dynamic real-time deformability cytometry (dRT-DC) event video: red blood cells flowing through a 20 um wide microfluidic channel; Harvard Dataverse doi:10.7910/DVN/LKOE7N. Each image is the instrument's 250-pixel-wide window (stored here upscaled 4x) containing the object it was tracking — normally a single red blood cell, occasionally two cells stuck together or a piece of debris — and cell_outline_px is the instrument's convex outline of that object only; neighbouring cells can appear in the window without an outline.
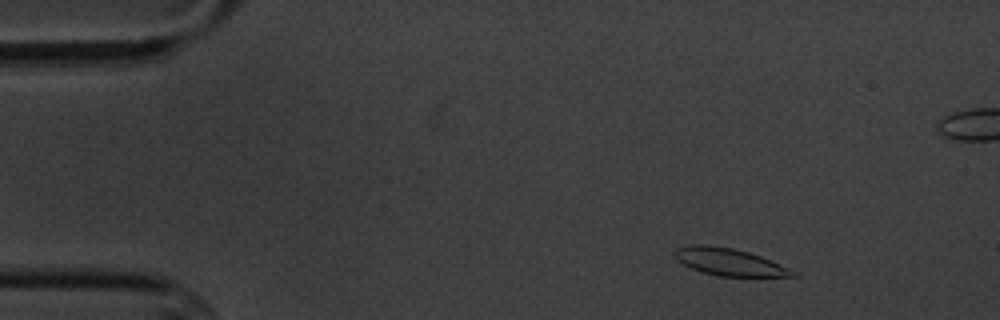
{"species": "common noctule bat (a hibernating species)", "species_latin": "Nyctalus noctula", "temperature_condition": "cold", "stored_images_in_passage": 5, "camera_frame_rate_fps": 3000, "um_per_image_px": 0.085, "animal": {"sex": "male", "body_mass_g": 20.1, "forearm_length_mm": 53.5}, "frame": {"image": 1, "passage_image": 2, "time_ms": 1.0, "image_size_px": [1000, 320], "cell_outline_px": [[800, 276], [720, 276], [700, 272], [684, 264], [676, 256], [676, 248], [692, 244], [704, 244], [732, 248], [748, 252], [760, 256], [788, 268], [796, 272]], "centroid_in_image_um": [61.99, 22.26], "position_along_channel_um": 23.0, "area_um2": 18.32}}
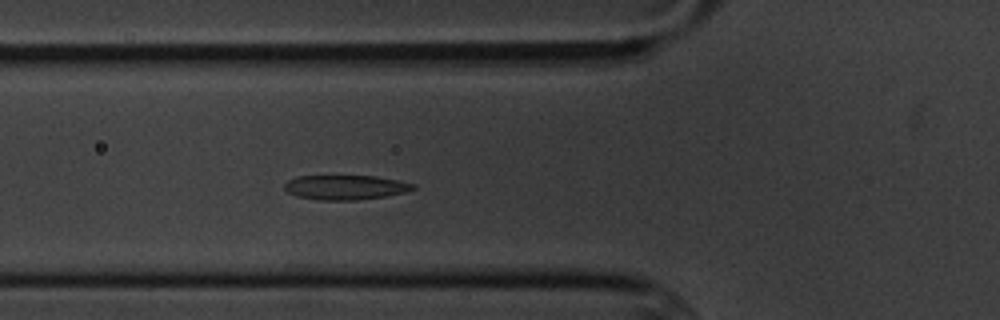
{"frame": {"image": 2, "passage_image": 5, "time_ms": 5.333, "image_size_px": [1000, 320], "cell_outline_px": [[416, 188], [404, 192], [384, 196], [356, 200], [320, 200], [296, 196], [288, 192], [284, 188], [284, 184], [288, 180], [296, 176], [376, 176], [416, 184]], "centroid_in_image_um": [29.33, 15.92], "position_along_channel_um": 96.5, "area_um2": 18.32}}